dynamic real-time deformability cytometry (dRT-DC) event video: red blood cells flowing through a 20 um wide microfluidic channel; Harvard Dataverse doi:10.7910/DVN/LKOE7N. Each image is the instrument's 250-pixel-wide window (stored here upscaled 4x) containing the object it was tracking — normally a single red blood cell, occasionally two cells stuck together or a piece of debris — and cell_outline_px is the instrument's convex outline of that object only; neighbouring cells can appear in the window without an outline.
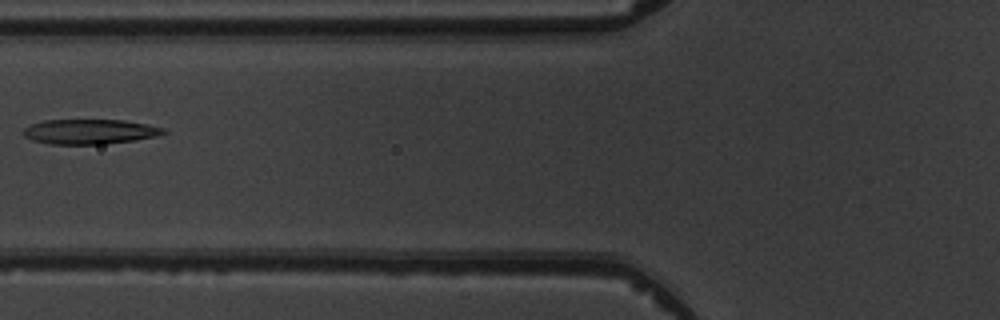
{"species": "common noctule bat (a hibernating species)", "species_latin": "Nyctalus noctula", "temperature_condition": "warm", "stored_images_in_passage": 6, "camera_frame_rate_fps": 3000, "um_per_image_px": 0.085, "animal": {"sex": "male", "body_mass_g": 19.5, "forearm_length_mm": 54.6}, "frame": {"image": 1, "passage_image": 5, "time_ms": 4.667, "image_size_px": [1000, 320], "cell_outline_px": [[168, 132], [156, 136], [136, 140], [104, 144], [48, 144], [32, 140], [24, 136], [20, 132], [24, 128], [32, 124], [44, 120], [124, 120], [148, 124], [164, 128]], "centroid_in_image_um": [7.62, 11.19], "position_along_channel_um": 118.2, "area_um2": 20.46}}
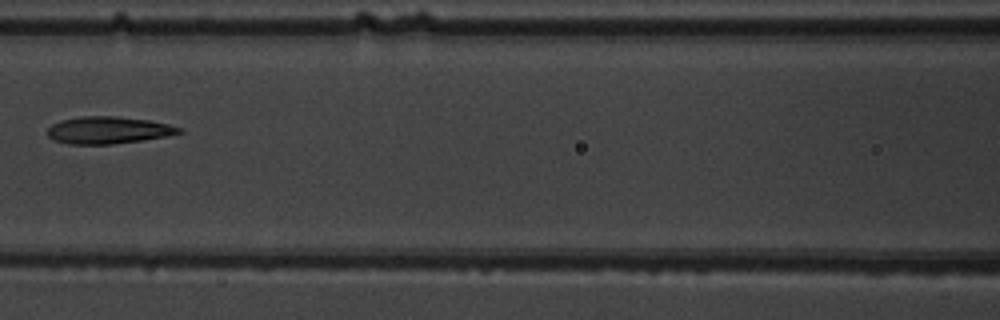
{"frame": {"image": 2, "passage_image": 6, "time_ms": 5.667, "image_size_px": [1000, 320], "cell_outline_px": [[184, 132], [164, 136], [140, 140], [112, 144], [68, 144], [52, 140], [48, 136], [48, 128], [52, 124], [60, 120], [80, 116], [116, 116], [148, 120], [168, 124], [184, 128]], "centroid_in_image_um": [9.18, 11.06], "position_along_channel_um": 157.4, "area_um2": 20.81}}